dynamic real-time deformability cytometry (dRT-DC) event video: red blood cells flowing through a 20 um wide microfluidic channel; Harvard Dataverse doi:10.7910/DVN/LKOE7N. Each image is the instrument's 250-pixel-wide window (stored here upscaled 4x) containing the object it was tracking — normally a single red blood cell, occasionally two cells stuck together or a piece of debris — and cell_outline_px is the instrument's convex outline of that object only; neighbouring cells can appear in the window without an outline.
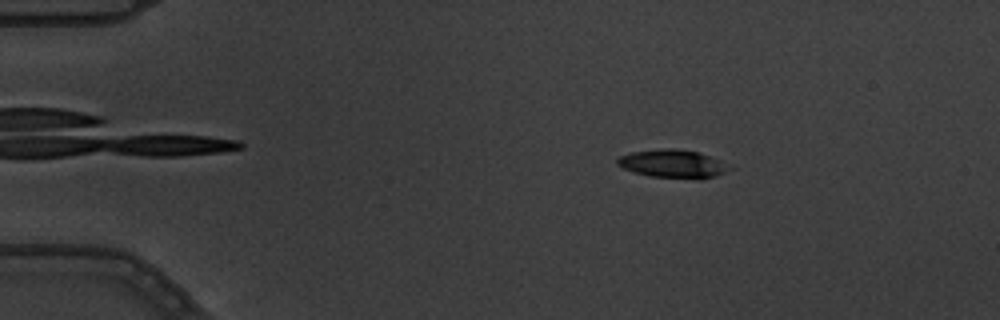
{"species": "common noctule bat (a hibernating species)", "species_latin": "Nyctalus noctula", "temperature_condition": "warm", "stored_images_in_passage": 5, "camera_frame_rate_fps": 3000, "um_per_image_px": 0.085, "animal": {"sex": "male", "body_mass_g": 19.5, "forearm_length_mm": 54.6}, "frame": {"image": 1, "passage_image": 2, "time_ms": 0.333, "image_size_px": [1000, 320], "cell_outline_px": [[736, 168], [716, 176], [652, 176], [636, 172], [624, 168], [616, 164], [616, 160], [620, 156], [632, 152], [664, 148], [676, 148], [696, 152], [720, 160]], "centroid_in_image_um": [57.19, 13.87], "position_along_channel_um": 27.8, "area_um2": 17.57}}
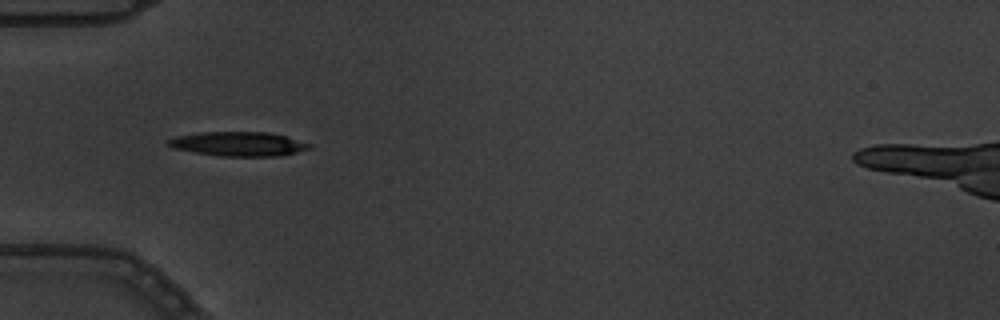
{"frame": {"image": 2, "passage_image": 4, "time_ms": 1.0, "image_size_px": [1000, 320], "cell_outline_px": [[312, 148], [280, 156], [220, 156], [172, 148], [164, 140], [176, 136], [200, 132], [268, 132], [284, 136], [312, 144]], "centroid_in_image_um": [20.25, 12.23], "position_along_channel_um": 64.8, "area_um2": 19.94}}